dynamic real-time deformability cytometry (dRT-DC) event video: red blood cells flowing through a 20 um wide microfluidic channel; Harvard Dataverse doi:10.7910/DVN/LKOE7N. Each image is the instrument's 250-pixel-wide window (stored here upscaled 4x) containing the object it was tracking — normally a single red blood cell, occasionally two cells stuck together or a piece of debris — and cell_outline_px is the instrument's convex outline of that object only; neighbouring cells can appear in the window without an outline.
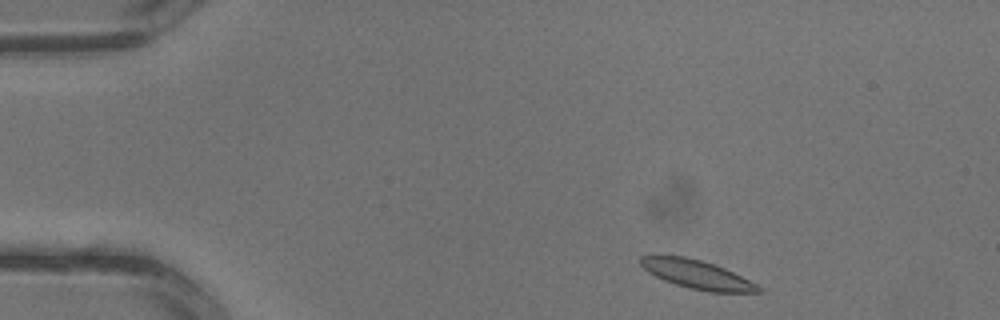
{"species": "common noctule bat (a hibernating species)", "species_latin": "Nyctalus noctula", "temperature_condition": "warm", "stored_images_in_passage": 2, "camera_frame_rate_fps": 3000, "um_per_image_px": 0.085, "animal": {"sex": "male", "body_mass_g": 13.3}, "frame": {"image": 1, "passage_image": 1, "time_ms": 0.0, "image_size_px": [1000, 320], "cell_outline_px": [[764, 292], [708, 292], [688, 288], [664, 280], [648, 272], [636, 260], [640, 256], [684, 256], [716, 264], [764, 288]], "centroid_in_image_um": [59.24, 23.33], "position_along_channel_um": 25.8, "area_um2": 19.59}}